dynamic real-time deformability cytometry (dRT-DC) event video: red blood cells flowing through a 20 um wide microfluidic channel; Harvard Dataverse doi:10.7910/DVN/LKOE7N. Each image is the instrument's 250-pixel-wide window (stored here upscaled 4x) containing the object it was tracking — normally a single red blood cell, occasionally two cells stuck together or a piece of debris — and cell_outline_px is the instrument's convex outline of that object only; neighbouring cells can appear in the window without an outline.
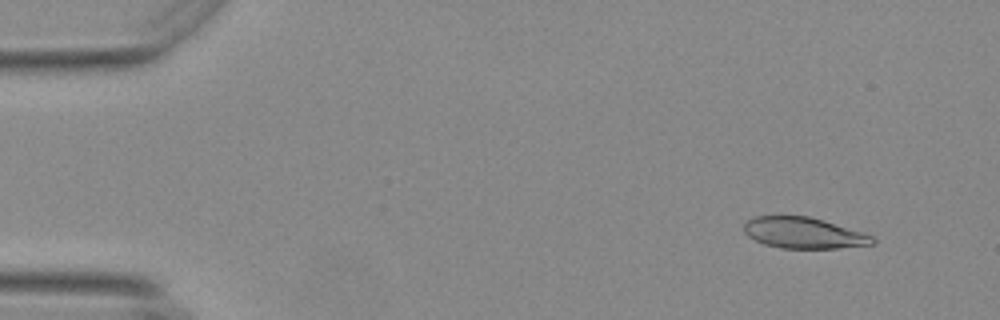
{"species": "Egyptian fruit bat (a non-hibernating species)", "species_latin": "Rousettus aegyptiacus", "temperature_condition": "warm", "stored_images_in_passage": 55, "camera_frame_rate_fps": 3000, "um_per_image_px": 0.085, "animal": {"sex": "female"}, "frame": {"image": 1, "passage_image": 5, "time_ms": 1.333, "image_size_px": [1000, 320], "cell_outline_px": [[876, 240], [872, 244], [836, 248], [784, 248], [764, 244], [748, 236], [744, 232], [744, 224], [752, 216], [808, 216], [824, 220], [872, 236]], "centroid_in_image_um": [68.27, 19.79], "position_along_channel_um": 16.7, "area_um2": 22.95}}
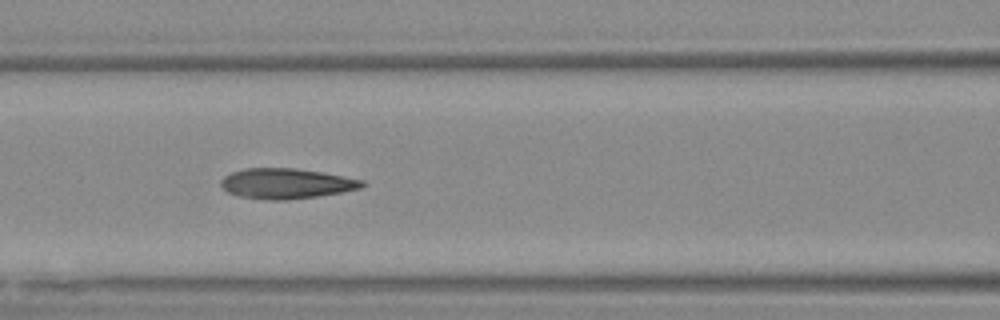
{"frame": {"image": 2, "passage_image": 24, "time_ms": 7.667, "image_size_px": [1000, 320], "cell_outline_px": [[368, 184], [360, 188], [340, 192], [316, 196], [288, 200], [264, 200], [240, 196], [228, 192], [220, 184], [220, 180], [224, 176], [232, 172], [244, 168], [296, 168], [320, 172], [364, 180]], "centroid_in_image_um": [24.32, 15.6], "position_along_channel_um": 142.3, "area_um2": 24.85}}
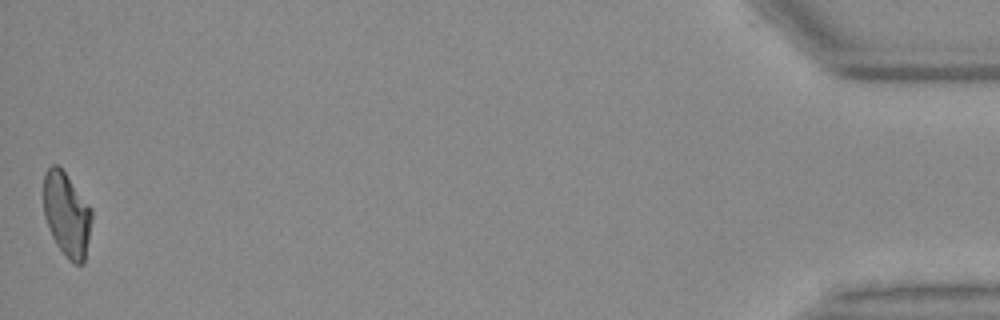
{"frame": {"image": 3, "passage_image": 55, "time_ms": 18.0, "image_size_px": [1000, 320], "cell_outline_px": [[92, 216], [84, 264], [72, 264], [68, 260], [56, 244], [52, 236], [44, 216], [44, 172], [52, 164], [56, 164], [64, 172], [92, 208]], "centroid_in_image_um": [5.67, 18.25], "position_along_channel_um": 429.5, "area_um2": 23.58}, "authors_computed_cell_mechanics": {"area_um2": 24.3916, "velocity_mm_per_s": 3.7107, "shape_relaxation_time_tau1_ms": 7.1467, "shape_relaxation_time_tau2_ms": 1.9822, "deformation_change_tau1": 0.2216, "deformation_change_tau2": 0.1064}}